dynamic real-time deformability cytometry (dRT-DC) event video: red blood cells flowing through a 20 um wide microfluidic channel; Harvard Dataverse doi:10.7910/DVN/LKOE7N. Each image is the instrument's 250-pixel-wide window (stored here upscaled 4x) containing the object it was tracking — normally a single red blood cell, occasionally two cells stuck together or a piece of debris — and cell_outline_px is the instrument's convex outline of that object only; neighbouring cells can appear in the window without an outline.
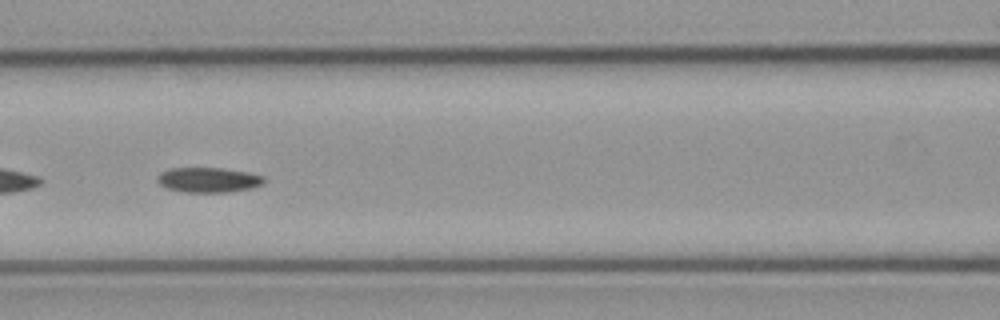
{"species": "common noctule bat (a hibernating species)", "species_latin": "Nyctalus noctula", "temperature_condition": "cold", "stored_images_in_passage": 55, "camera_frame_rate_fps": 3000, "um_per_image_px": 0.085, "animal": {"sex": "male", "body_mass_g": 23.1, "forearm_length_mm": 52.7}, "frame": {"image": 1, "passage_image": 24, "time_ms": 7.667, "image_size_px": [1000, 320], "cell_outline_px": [[264, 184], [252, 188], [228, 192], [184, 192], [164, 188], [156, 180], [156, 176], [160, 172], [172, 168], [220, 168], [248, 172], [264, 176]], "centroid_in_image_um": [17.69, 15.29], "position_along_channel_um": 148.9, "area_um2": 15.66}}
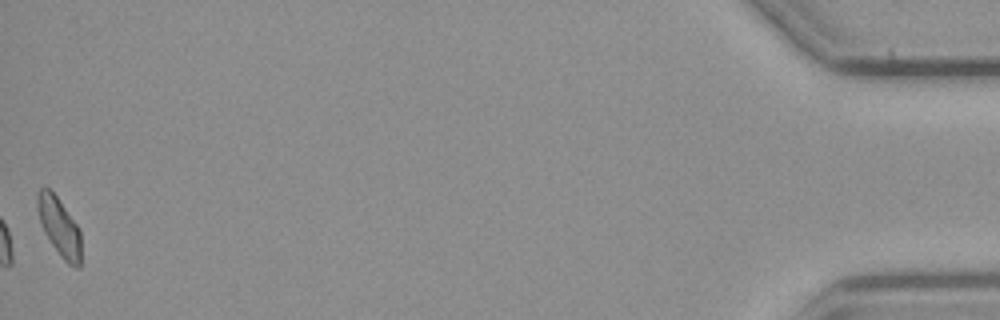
{"frame": {"image": 2, "passage_image": 55, "time_ms": 18.0, "image_size_px": [1000, 320], "cell_outline_px": [[80, 268], [76, 268], [68, 264], [60, 256], [44, 232], [40, 224], [36, 204], [36, 192], [40, 188], [48, 188], [56, 196], [76, 224], [80, 232]], "centroid_in_image_um": [5.01, 19.28], "position_along_channel_um": 430.2, "area_um2": 14.74}}